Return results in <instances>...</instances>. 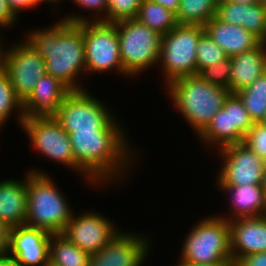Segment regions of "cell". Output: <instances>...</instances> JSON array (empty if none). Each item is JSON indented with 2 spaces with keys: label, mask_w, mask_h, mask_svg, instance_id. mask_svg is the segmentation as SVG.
Segmentation results:
<instances>
[{
  "label": "cell",
  "mask_w": 266,
  "mask_h": 266,
  "mask_svg": "<svg viewBox=\"0 0 266 266\" xmlns=\"http://www.w3.org/2000/svg\"><path fill=\"white\" fill-rule=\"evenodd\" d=\"M90 254L62 234H51L49 260L57 266H88Z\"/></svg>",
  "instance_id": "24"
},
{
  "label": "cell",
  "mask_w": 266,
  "mask_h": 266,
  "mask_svg": "<svg viewBox=\"0 0 266 266\" xmlns=\"http://www.w3.org/2000/svg\"><path fill=\"white\" fill-rule=\"evenodd\" d=\"M232 63L230 57L216 62L215 64L202 69L198 75L208 83L223 87L230 92V77Z\"/></svg>",
  "instance_id": "31"
},
{
  "label": "cell",
  "mask_w": 266,
  "mask_h": 266,
  "mask_svg": "<svg viewBox=\"0 0 266 266\" xmlns=\"http://www.w3.org/2000/svg\"><path fill=\"white\" fill-rule=\"evenodd\" d=\"M44 170L28 168L26 225L50 234H62L74 209L66 193L60 190L51 174Z\"/></svg>",
  "instance_id": "4"
},
{
  "label": "cell",
  "mask_w": 266,
  "mask_h": 266,
  "mask_svg": "<svg viewBox=\"0 0 266 266\" xmlns=\"http://www.w3.org/2000/svg\"><path fill=\"white\" fill-rule=\"evenodd\" d=\"M71 91L59 106L55 117L69 134L73 131H127L120 117L104 99L92 96L91 91ZM106 103V104H105ZM109 108V109H108Z\"/></svg>",
  "instance_id": "6"
},
{
  "label": "cell",
  "mask_w": 266,
  "mask_h": 266,
  "mask_svg": "<svg viewBox=\"0 0 266 266\" xmlns=\"http://www.w3.org/2000/svg\"><path fill=\"white\" fill-rule=\"evenodd\" d=\"M260 123H262V124L266 125V113H265V115H264V118L261 120V122H260Z\"/></svg>",
  "instance_id": "47"
},
{
  "label": "cell",
  "mask_w": 266,
  "mask_h": 266,
  "mask_svg": "<svg viewBox=\"0 0 266 266\" xmlns=\"http://www.w3.org/2000/svg\"><path fill=\"white\" fill-rule=\"evenodd\" d=\"M143 0H107V22L136 18Z\"/></svg>",
  "instance_id": "32"
},
{
  "label": "cell",
  "mask_w": 266,
  "mask_h": 266,
  "mask_svg": "<svg viewBox=\"0 0 266 266\" xmlns=\"http://www.w3.org/2000/svg\"><path fill=\"white\" fill-rule=\"evenodd\" d=\"M163 88L166 95L169 94L174 110L183 116L197 137L211 123L230 94L228 89L208 83L199 75L175 79Z\"/></svg>",
  "instance_id": "3"
},
{
  "label": "cell",
  "mask_w": 266,
  "mask_h": 266,
  "mask_svg": "<svg viewBox=\"0 0 266 266\" xmlns=\"http://www.w3.org/2000/svg\"><path fill=\"white\" fill-rule=\"evenodd\" d=\"M81 212H74L62 235L90 255L100 251L123 230L99 211L89 209Z\"/></svg>",
  "instance_id": "14"
},
{
  "label": "cell",
  "mask_w": 266,
  "mask_h": 266,
  "mask_svg": "<svg viewBox=\"0 0 266 266\" xmlns=\"http://www.w3.org/2000/svg\"><path fill=\"white\" fill-rule=\"evenodd\" d=\"M233 264L241 257L266 252V215L229 221Z\"/></svg>",
  "instance_id": "17"
},
{
  "label": "cell",
  "mask_w": 266,
  "mask_h": 266,
  "mask_svg": "<svg viewBox=\"0 0 266 266\" xmlns=\"http://www.w3.org/2000/svg\"><path fill=\"white\" fill-rule=\"evenodd\" d=\"M24 33L44 59L47 75L58 78L71 91L86 90L81 81L87 78L83 22L72 24L60 18L50 27L31 28Z\"/></svg>",
  "instance_id": "2"
},
{
  "label": "cell",
  "mask_w": 266,
  "mask_h": 266,
  "mask_svg": "<svg viewBox=\"0 0 266 266\" xmlns=\"http://www.w3.org/2000/svg\"><path fill=\"white\" fill-rule=\"evenodd\" d=\"M234 266H266V252L245 255Z\"/></svg>",
  "instance_id": "37"
},
{
  "label": "cell",
  "mask_w": 266,
  "mask_h": 266,
  "mask_svg": "<svg viewBox=\"0 0 266 266\" xmlns=\"http://www.w3.org/2000/svg\"><path fill=\"white\" fill-rule=\"evenodd\" d=\"M218 151V152H217ZM217 151L221 165L216 171V186L262 184L265 160L251 151L245 143L224 146Z\"/></svg>",
  "instance_id": "12"
},
{
  "label": "cell",
  "mask_w": 266,
  "mask_h": 266,
  "mask_svg": "<svg viewBox=\"0 0 266 266\" xmlns=\"http://www.w3.org/2000/svg\"><path fill=\"white\" fill-rule=\"evenodd\" d=\"M244 136L236 129L231 128L230 94L225 99L223 107L213 117L207 128L196 138L201 145L210 150L218 149L236 143H242ZM215 147V148H214ZM210 148V149H209Z\"/></svg>",
  "instance_id": "23"
},
{
  "label": "cell",
  "mask_w": 266,
  "mask_h": 266,
  "mask_svg": "<svg viewBox=\"0 0 266 266\" xmlns=\"http://www.w3.org/2000/svg\"><path fill=\"white\" fill-rule=\"evenodd\" d=\"M2 39H5V38H3V34L0 35V60H1V48H2V44H3Z\"/></svg>",
  "instance_id": "45"
},
{
  "label": "cell",
  "mask_w": 266,
  "mask_h": 266,
  "mask_svg": "<svg viewBox=\"0 0 266 266\" xmlns=\"http://www.w3.org/2000/svg\"><path fill=\"white\" fill-rule=\"evenodd\" d=\"M230 60V93H237L266 71V42H261L252 50L234 55Z\"/></svg>",
  "instance_id": "22"
},
{
  "label": "cell",
  "mask_w": 266,
  "mask_h": 266,
  "mask_svg": "<svg viewBox=\"0 0 266 266\" xmlns=\"http://www.w3.org/2000/svg\"><path fill=\"white\" fill-rule=\"evenodd\" d=\"M12 11L19 17L23 12L30 9L37 8L44 4L43 0H6Z\"/></svg>",
  "instance_id": "36"
},
{
  "label": "cell",
  "mask_w": 266,
  "mask_h": 266,
  "mask_svg": "<svg viewBox=\"0 0 266 266\" xmlns=\"http://www.w3.org/2000/svg\"><path fill=\"white\" fill-rule=\"evenodd\" d=\"M23 133L31 143V149L44 157L63 165L67 170L80 174L86 186H99L78 166L75 161L69 134L62 128L55 117L25 118L22 124Z\"/></svg>",
  "instance_id": "9"
},
{
  "label": "cell",
  "mask_w": 266,
  "mask_h": 266,
  "mask_svg": "<svg viewBox=\"0 0 266 266\" xmlns=\"http://www.w3.org/2000/svg\"><path fill=\"white\" fill-rule=\"evenodd\" d=\"M136 19L161 35H165L178 24L175 13L151 0H143Z\"/></svg>",
  "instance_id": "26"
},
{
  "label": "cell",
  "mask_w": 266,
  "mask_h": 266,
  "mask_svg": "<svg viewBox=\"0 0 266 266\" xmlns=\"http://www.w3.org/2000/svg\"><path fill=\"white\" fill-rule=\"evenodd\" d=\"M218 1L233 2V3H238V4H257V3H263V0H218Z\"/></svg>",
  "instance_id": "42"
},
{
  "label": "cell",
  "mask_w": 266,
  "mask_h": 266,
  "mask_svg": "<svg viewBox=\"0 0 266 266\" xmlns=\"http://www.w3.org/2000/svg\"><path fill=\"white\" fill-rule=\"evenodd\" d=\"M243 143L266 162V125L260 122L254 123Z\"/></svg>",
  "instance_id": "34"
},
{
  "label": "cell",
  "mask_w": 266,
  "mask_h": 266,
  "mask_svg": "<svg viewBox=\"0 0 266 266\" xmlns=\"http://www.w3.org/2000/svg\"><path fill=\"white\" fill-rule=\"evenodd\" d=\"M41 266H57V265H55L50 260H48L44 265H41Z\"/></svg>",
  "instance_id": "46"
},
{
  "label": "cell",
  "mask_w": 266,
  "mask_h": 266,
  "mask_svg": "<svg viewBox=\"0 0 266 266\" xmlns=\"http://www.w3.org/2000/svg\"><path fill=\"white\" fill-rule=\"evenodd\" d=\"M51 234L43 229L20 225L10 228L7 254L16 266H41L49 260Z\"/></svg>",
  "instance_id": "15"
},
{
  "label": "cell",
  "mask_w": 266,
  "mask_h": 266,
  "mask_svg": "<svg viewBox=\"0 0 266 266\" xmlns=\"http://www.w3.org/2000/svg\"><path fill=\"white\" fill-rule=\"evenodd\" d=\"M191 225L181 244L177 262L233 263L229 221L212 213Z\"/></svg>",
  "instance_id": "5"
},
{
  "label": "cell",
  "mask_w": 266,
  "mask_h": 266,
  "mask_svg": "<svg viewBox=\"0 0 266 266\" xmlns=\"http://www.w3.org/2000/svg\"><path fill=\"white\" fill-rule=\"evenodd\" d=\"M216 187L219 191H223L222 195L226 193L229 198L230 205L227 208V213L226 211L222 214L218 213L227 221L266 215V190L262 184Z\"/></svg>",
  "instance_id": "18"
},
{
  "label": "cell",
  "mask_w": 266,
  "mask_h": 266,
  "mask_svg": "<svg viewBox=\"0 0 266 266\" xmlns=\"http://www.w3.org/2000/svg\"><path fill=\"white\" fill-rule=\"evenodd\" d=\"M129 133V130L69 133L75 161L99 188L124 185L133 168L139 167L136 165L140 152L132 145Z\"/></svg>",
  "instance_id": "1"
},
{
  "label": "cell",
  "mask_w": 266,
  "mask_h": 266,
  "mask_svg": "<svg viewBox=\"0 0 266 266\" xmlns=\"http://www.w3.org/2000/svg\"><path fill=\"white\" fill-rule=\"evenodd\" d=\"M115 23L124 71L134 79L157 66L162 35L136 18Z\"/></svg>",
  "instance_id": "7"
},
{
  "label": "cell",
  "mask_w": 266,
  "mask_h": 266,
  "mask_svg": "<svg viewBox=\"0 0 266 266\" xmlns=\"http://www.w3.org/2000/svg\"><path fill=\"white\" fill-rule=\"evenodd\" d=\"M44 2H45V4H48V5H53V7H55L54 5H56V7L59 5V3H60V5L62 4V3H64L63 1L64 0H43ZM62 1V2H61ZM52 3V4H51ZM58 4V5H57Z\"/></svg>",
  "instance_id": "43"
},
{
  "label": "cell",
  "mask_w": 266,
  "mask_h": 266,
  "mask_svg": "<svg viewBox=\"0 0 266 266\" xmlns=\"http://www.w3.org/2000/svg\"><path fill=\"white\" fill-rule=\"evenodd\" d=\"M148 234L123 229L100 251L90 255L88 266H143L154 251L153 238Z\"/></svg>",
  "instance_id": "13"
},
{
  "label": "cell",
  "mask_w": 266,
  "mask_h": 266,
  "mask_svg": "<svg viewBox=\"0 0 266 266\" xmlns=\"http://www.w3.org/2000/svg\"><path fill=\"white\" fill-rule=\"evenodd\" d=\"M23 178L0 180V222L9 228L26 225L27 173ZM1 179V178H0Z\"/></svg>",
  "instance_id": "19"
},
{
  "label": "cell",
  "mask_w": 266,
  "mask_h": 266,
  "mask_svg": "<svg viewBox=\"0 0 266 266\" xmlns=\"http://www.w3.org/2000/svg\"><path fill=\"white\" fill-rule=\"evenodd\" d=\"M77 9L86 11V14H80L72 11L61 19L66 20L72 24H78L86 21H106L107 22V0H70ZM89 11V12H88ZM93 12V13H91ZM90 14V15H89ZM94 14V15H93ZM93 15V16H92Z\"/></svg>",
  "instance_id": "29"
},
{
  "label": "cell",
  "mask_w": 266,
  "mask_h": 266,
  "mask_svg": "<svg viewBox=\"0 0 266 266\" xmlns=\"http://www.w3.org/2000/svg\"><path fill=\"white\" fill-rule=\"evenodd\" d=\"M236 94L244 103L254 123L261 122L266 113V71Z\"/></svg>",
  "instance_id": "28"
},
{
  "label": "cell",
  "mask_w": 266,
  "mask_h": 266,
  "mask_svg": "<svg viewBox=\"0 0 266 266\" xmlns=\"http://www.w3.org/2000/svg\"><path fill=\"white\" fill-rule=\"evenodd\" d=\"M19 40L6 45L3 39L0 66L8 73L16 95L24 101L46 75V68L32 45L24 37Z\"/></svg>",
  "instance_id": "11"
},
{
  "label": "cell",
  "mask_w": 266,
  "mask_h": 266,
  "mask_svg": "<svg viewBox=\"0 0 266 266\" xmlns=\"http://www.w3.org/2000/svg\"><path fill=\"white\" fill-rule=\"evenodd\" d=\"M216 17L226 24L241 26L266 42V10L263 3L238 4L218 1Z\"/></svg>",
  "instance_id": "20"
},
{
  "label": "cell",
  "mask_w": 266,
  "mask_h": 266,
  "mask_svg": "<svg viewBox=\"0 0 266 266\" xmlns=\"http://www.w3.org/2000/svg\"><path fill=\"white\" fill-rule=\"evenodd\" d=\"M196 51L197 75L202 69L228 57L206 32L200 36Z\"/></svg>",
  "instance_id": "30"
},
{
  "label": "cell",
  "mask_w": 266,
  "mask_h": 266,
  "mask_svg": "<svg viewBox=\"0 0 266 266\" xmlns=\"http://www.w3.org/2000/svg\"><path fill=\"white\" fill-rule=\"evenodd\" d=\"M262 186L266 190V162H265V168H264V176H263V183Z\"/></svg>",
  "instance_id": "44"
},
{
  "label": "cell",
  "mask_w": 266,
  "mask_h": 266,
  "mask_svg": "<svg viewBox=\"0 0 266 266\" xmlns=\"http://www.w3.org/2000/svg\"><path fill=\"white\" fill-rule=\"evenodd\" d=\"M18 19L20 18L12 11L7 1L0 0V34L5 29L8 32L10 28L14 29V26L19 22Z\"/></svg>",
  "instance_id": "35"
},
{
  "label": "cell",
  "mask_w": 266,
  "mask_h": 266,
  "mask_svg": "<svg viewBox=\"0 0 266 266\" xmlns=\"http://www.w3.org/2000/svg\"><path fill=\"white\" fill-rule=\"evenodd\" d=\"M263 4H264L265 10H266V0H263Z\"/></svg>",
  "instance_id": "48"
},
{
  "label": "cell",
  "mask_w": 266,
  "mask_h": 266,
  "mask_svg": "<svg viewBox=\"0 0 266 266\" xmlns=\"http://www.w3.org/2000/svg\"><path fill=\"white\" fill-rule=\"evenodd\" d=\"M0 266H16L14 260L8 254L0 255Z\"/></svg>",
  "instance_id": "41"
},
{
  "label": "cell",
  "mask_w": 266,
  "mask_h": 266,
  "mask_svg": "<svg viewBox=\"0 0 266 266\" xmlns=\"http://www.w3.org/2000/svg\"><path fill=\"white\" fill-rule=\"evenodd\" d=\"M71 90L58 78L45 75L23 101L25 118H48L58 115L59 106Z\"/></svg>",
  "instance_id": "16"
},
{
  "label": "cell",
  "mask_w": 266,
  "mask_h": 266,
  "mask_svg": "<svg viewBox=\"0 0 266 266\" xmlns=\"http://www.w3.org/2000/svg\"><path fill=\"white\" fill-rule=\"evenodd\" d=\"M231 128H236L244 137L254 125L244 103L236 93H230Z\"/></svg>",
  "instance_id": "33"
},
{
  "label": "cell",
  "mask_w": 266,
  "mask_h": 266,
  "mask_svg": "<svg viewBox=\"0 0 266 266\" xmlns=\"http://www.w3.org/2000/svg\"><path fill=\"white\" fill-rule=\"evenodd\" d=\"M164 8L172 11L173 13H177L179 10L181 0H151Z\"/></svg>",
  "instance_id": "39"
},
{
  "label": "cell",
  "mask_w": 266,
  "mask_h": 266,
  "mask_svg": "<svg viewBox=\"0 0 266 266\" xmlns=\"http://www.w3.org/2000/svg\"><path fill=\"white\" fill-rule=\"evenodd\" d=\"M86 74H106L131 78L121 62L116 23L106 21L83 22ZM111 71V72H110ZM92 73V74H91Z\"/></svg>",
  "instance_id": "10"
},
{
  "label": "cell",
  "mask_w": 266,
  "mask_h": 266,
  "mask_svg": "<svg viewBox=\"0 0 266 266\" xmlns=\"http://www.w3.org/2000/svg\"><path fill=\"white\" fill-rule=\"evenodd\" d=\"M9 231L10 228L3 222H0V255L7 254L9 246Z\"/></svg>",
  "instance_id": "38"
},
{
  "label": "cell",
  "mask_w": 266,
  "mask_h": 266,
  "mask_svg": "<svg viewBox=\"0 0 266 266\" xmlns=\"http://www.w3.org/2000/svg\"><path fill=\"white\" fill-rule=\"evenodd\" d=\"M204 30L228 57L252 50L262 42L252 32L241 26L226 24L217 17L207 22Z\"/></svg>",
  "instance_id": "21"
},
{
  "label": "cell",
  "mask_w": 266,
  "mask_h": 266,
  "mask_svg": "<svg viewBox=\"0 0 266 266\" xmlns=\"http://www.w3.org/2000/svg\"><path fill=\"white\" fill-rule=\"evenodd\" d=\"M175 266H234L233 263H212V264H207V263H187V262H176L174 264Z\"/></svg>",
  "instance_id": "40"
},
{
  "label": "cell",
  "mask_w": 266,
  "mask_h": 266,
  "mask_svg": "<svg viewBox=\"0 0 266 266\" xmlns=\"http://www.w3.org/2000/svg\"><path fill=\"white\" fill-rule=\"evenodd\" d=\"M11 115L22 128L25 119L23 101L16 95L8 73L0 66V133L12 118Z\"/></svg>",
  "instance_id": "25"
},
{
  "label": "cell",
  "mask_w": 266,
  "mask_h": 266,
  "mask_svg": "<svg viewBox=\"0 0 266 266\" xmlns=\"http://www.w3.org/2000/svg\"><path fill=\"white\" fill-rule=\"evenodd\" d=\"M218 0H181L176 13L178 24L204 26L217 15Z\"/></svg>",
  "instance_id": "27"
},
{
  "label": "cell",
  "mask_w": 266,
  "mask_h": 266,
  "mask_svg": "<svg viewBox=\"0 0 266 266\" xmlns=\"http://www.w3.org/2000/svg\"><path fill=\"white\" fill-rule=\"evenodd\" d=\"M204 32V26L177 24L162 35L157 67L164 86L175 79L197 75L196 48Z\"/></svg>",
  "instance_id": "8"
}]
</instances>
